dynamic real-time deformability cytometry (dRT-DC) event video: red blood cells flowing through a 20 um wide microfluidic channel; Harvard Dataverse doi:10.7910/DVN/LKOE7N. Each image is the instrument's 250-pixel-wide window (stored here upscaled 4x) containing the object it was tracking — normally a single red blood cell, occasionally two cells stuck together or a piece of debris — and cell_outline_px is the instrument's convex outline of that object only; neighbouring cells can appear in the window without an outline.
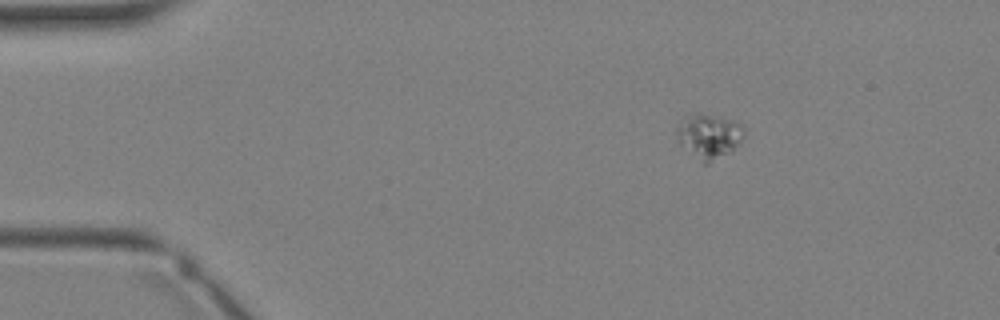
{"species": "Egyptian fruit bat (a non-hibernating species)", "species_latin": "Rousettus aegyptiacus", "temperature_condition": "warm", "stored_images_in_passage": 2, "camera_frame_rate_fps": 3000, "um_per_image_px": 0.085, "animal": {"sex": "female"}, "frame": {"image": 1, "passage_image": 1, "time_ms": 0.0, "image_size_px": [1000, 320], "cell_outline_px": [[744, 136], [728, 152], [708, 164], [704, 164], [680, 144], [676, 132], [676, 128], [684, 116], [692, 112], [700, 112], [732, 120], [740, 124], [744, 128]], "centroid_in_image_um": [60.21, 11.52], "position_along_channel_um": 24.8, "area_um2": 17.28}}